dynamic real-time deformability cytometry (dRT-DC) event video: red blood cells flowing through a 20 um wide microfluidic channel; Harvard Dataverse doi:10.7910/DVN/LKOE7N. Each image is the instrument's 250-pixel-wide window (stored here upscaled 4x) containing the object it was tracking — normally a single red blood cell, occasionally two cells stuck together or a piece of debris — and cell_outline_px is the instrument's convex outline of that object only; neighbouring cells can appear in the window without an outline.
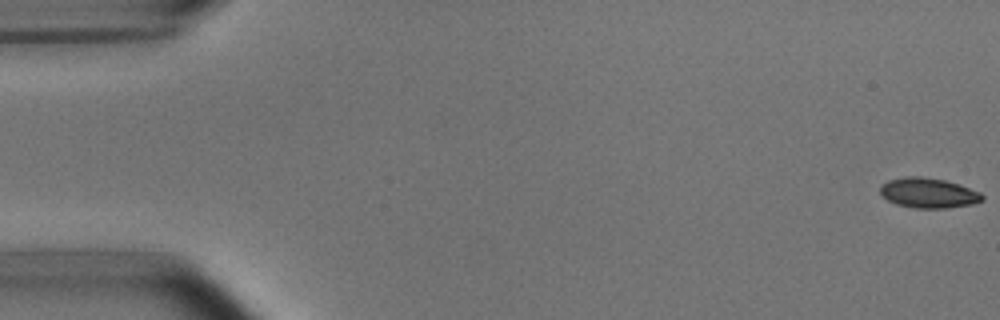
{"species": "common noctule bat (a hibernating species)", "species_latin": "Nyctalus noctula", "temperature_condition": "room temperature", "stored_images_in_passage": 53, "camera_frame_rate_fps": 3000, "um_per_image_px": 0.085, "animal": {"sex": "male", "body_mass_g": 15.6}, "frame": {"image": 1, "passage_image": 1, "time_ms": 0.0, "image_size_px": [1000, 320], "cell_outline_px": [[984, 200], [972, 204], [948, 208], [916, 208], [896, 204], [888, 200], [880, 192], [880, 184], [888, 180], [904, 176], [920, 176], [944, 180], [960, 184], [980, 192], [984, 196]], "centroid_in_image_um": [78.92, 16.39], "position_along_channel_um": 6.1, "area_um2": 17.98}}
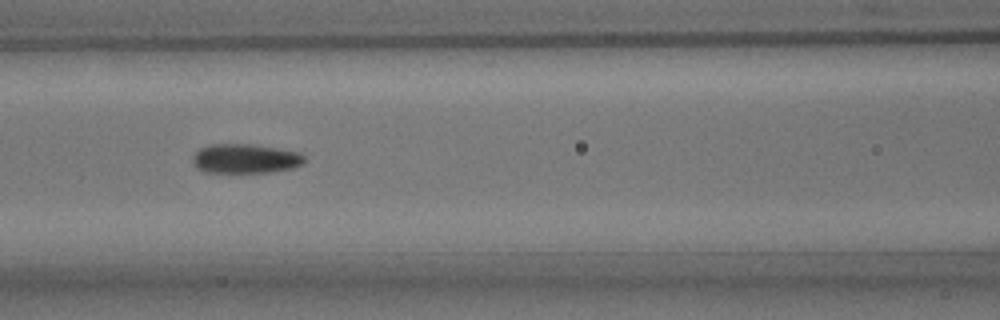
{"frame": {"image": 2, "passage_image": 23, "time_ms": 7.333, "image_size_px": [1000, 320], "cell_outline_px": [[304, 164], [292, 168], [272, 172], [204, 172], [196, 168], [192, 164], [192, 156], [200, 148], [212, 144], [252, 144], [280, 148], [300, 152], [304, 156]], "centroid_in_image_um": [20.85, 13.48], "position_along_channel_um": 145.7, "area_um2": 19.36}}
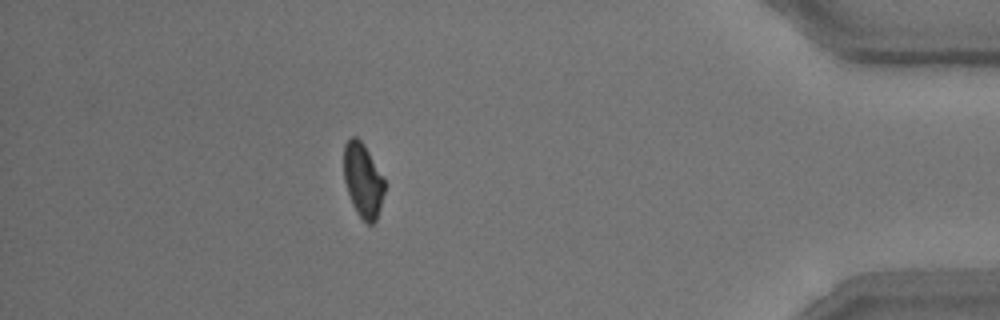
{"frame": {"image": 3, "passage_image": 47, "time_ms": 15.333, "image_size_px": [1000, 320], "cell_outline_px": [[384, 192], [380, 208], [376, 220], [372, 224], [368, 224], [356, 212], [352, 204], [344, 180], [344, 144], [352, 136], [356, 136], [364, 144], [384, 180]], "centroid_in_image_um": [30.83, 15.32], "position_along_channel_um": 404.4, "area_um2": 17.34}, "authors_computed_cell_mechanics": {"area_um2": 18.496, "velocity_mm_per_s": 3.822, "shape_relaxation_time_tau1_ms": 3.1788, "shape_relaxation_time_tau2_ms": 1.6044, "deformation_change_tau1": 0.0979, "deformation_change_tau2": 0.0438}}